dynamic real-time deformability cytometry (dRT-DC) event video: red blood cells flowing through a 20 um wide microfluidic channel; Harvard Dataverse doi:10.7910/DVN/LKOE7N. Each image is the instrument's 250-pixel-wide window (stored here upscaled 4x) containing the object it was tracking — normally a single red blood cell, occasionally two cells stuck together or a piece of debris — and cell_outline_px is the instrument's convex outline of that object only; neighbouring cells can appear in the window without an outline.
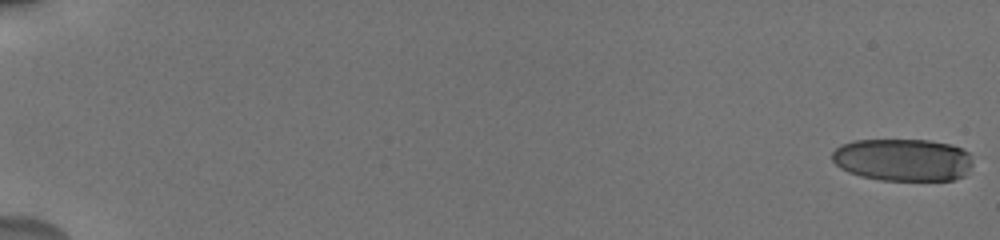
{"species": "human", "species_latin": "Homo sapiens", "temperature_condition": "cold", "stored_images_in_passage": 42, "camera_frame_rate_fps": 3000, "um_per_image_px": 0.085, "donor": {"sex": "male"}, "frame": {"image": 1, "passage_image": 1, "time_ms": 0.0, "image_size_px": [1000, 240], "cell_outline_px": [[972, 164], [964, 176], [952, 180], [880, 180], [860, 176], [848, 172], [840, 168], [832, 160], [832, 152], [840, 144], [856, 140], [928, 140], [952, 144], [968, 152]], "centroid_in_image_um": [76.72, 13.58], "position_along_channel_um": 8.3, "area_um2": 34.91}}
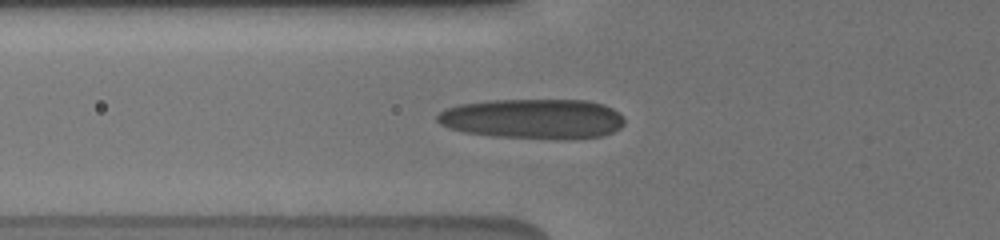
{"frame": {"image": 2, "passage_image": 15, "time_ms": 7.333, "image_size_px": [1000, 240], "cell_outline_px": [[624, 124], [620, 128], [604, 136], [496, 136], [464, 132], [448, 128], [440, 124], [436, 120], [436, 116], [440, 112], [448, 108], [460, 104], [488, 100], [588, 100], [604, 104], [612, 108], [624, 116]], "centroid_in_image_um": [45.28, 10.04], "position_along_channel_um": 80.5, "area_um2": 42.48}}
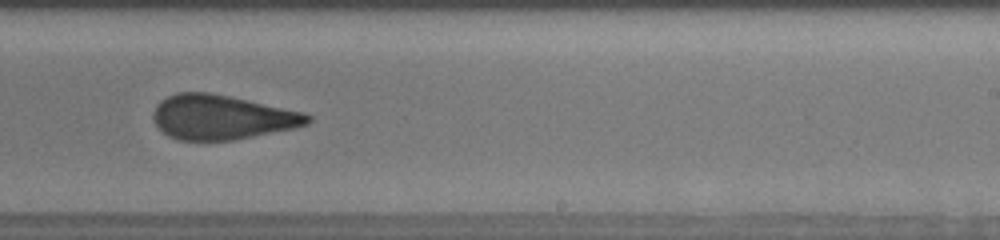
{"frame": {"image": 3, "passage_image": 28, "time_ms": 12.333, "image_size_px": [1000, 240], "cell_outline_px": [[312, 120], [308, 124], [296, 128], [236, 140], [176, 140], [168, 136], [156, 124], [152, 116], [152, 112], [156, 104], [160, 100], [176, 92], [212, 92], [304, 112], [312, 116]], "centroid_in_image_um": [18.86, 9.96], "position_along_channel_um": 270.1, "area_um2": 40.46}, "authors_computed_cell_mechanics": {"area_um2": 39.5641, "velocity_mm_per_s": 3.7984, "shape_relaxation_time_tau1_ms": 7.0203, "shape_relaxation_time_tau2_ms": 1.6123, "deformation_change_tau1": 0.2062, "deformation_change_tau2": 0.1144}}